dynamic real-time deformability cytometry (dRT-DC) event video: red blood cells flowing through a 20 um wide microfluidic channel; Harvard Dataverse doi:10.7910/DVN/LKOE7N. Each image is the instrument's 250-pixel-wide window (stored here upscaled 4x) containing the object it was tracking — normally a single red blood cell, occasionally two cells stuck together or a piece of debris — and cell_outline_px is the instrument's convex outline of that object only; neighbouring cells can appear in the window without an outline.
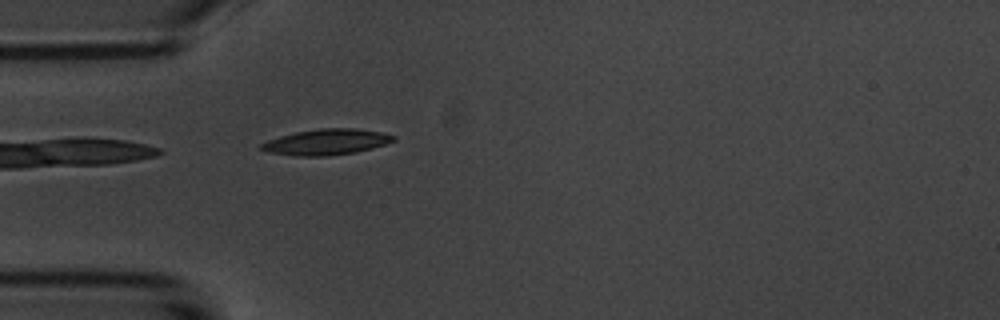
{"species": "common noctule bat (a hibernating species)", "species_latin": "Nyctalus noctula", "temperature_condition": "room temperature", "stored_images_in_passage": 5, "camera_frame_rate_fps": 3000, "um_per_image_px": 0.085, "animal": {"sex": "male", "body_mass_g": 20.1, "forearm_length_mm": 53.5}, "frame": {"image": 1, "passage_image": 5, "time_ms": 4.333, "image_size_px": [1000, 320], "cell_outline_px": [[396, 140], [372, 148], [356, 152], [328, 156], [296, 156], [268, 152], [260, 148], [260, 144], [268, 140], [280, 136], [296, 132], [320, 128], [356, 128], [380, 132], [396, 136]], "centroid_in_image_um": [27.75, 12.07], "position_along_channel_um": 57.3, "area_um2": 19.83}}